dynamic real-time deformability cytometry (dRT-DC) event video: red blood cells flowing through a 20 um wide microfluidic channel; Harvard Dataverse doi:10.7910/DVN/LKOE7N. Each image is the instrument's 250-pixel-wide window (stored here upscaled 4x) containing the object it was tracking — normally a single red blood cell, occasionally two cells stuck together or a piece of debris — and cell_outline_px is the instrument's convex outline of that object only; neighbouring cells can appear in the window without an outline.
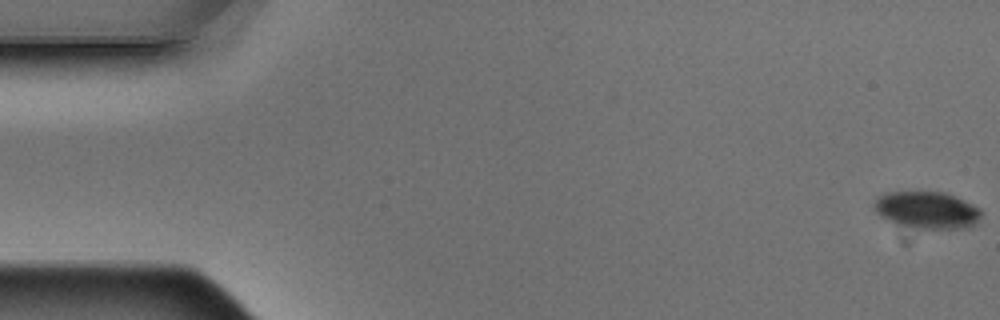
{"species": "Egyptian fruit bat (a non-hibernating species)", "species_latin": "Rousettus aegyptiacus", "temperature_condition": "warm", "stored_images_in_passage": 10, "camera_frame_rate_fps": 3000, "um_per_image_px": 0.085, "animal": {"sex": "male"}, "frame": {"image": 1, "passage_image": 1, "time_ms": 0.0, "image_size_px": [1000, 320], "cell_outline_px": [[984, 212], [968, 228], [916, 228], [896, 224], [888, 220], [876, 212], [872, 204], [880, 196], [888, 192], [944, 192], [956, 196], [980, 208]], "centroid_in_image_um": [78.79, 17.85], "position_along_channel_um": 6.2, "area_um2": 22.95}}
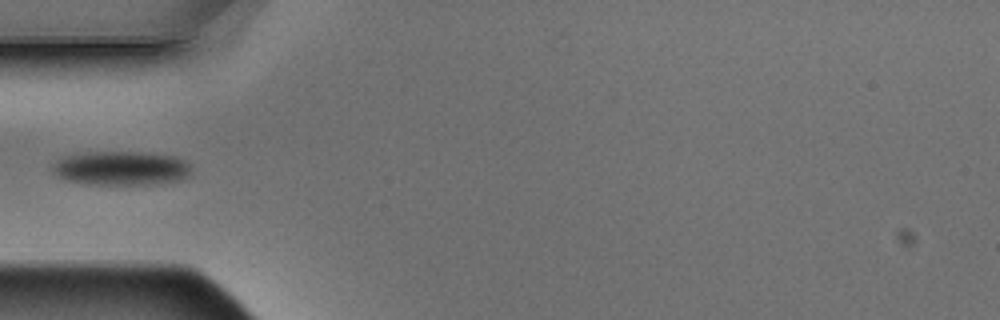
{"frame": {"image": 2, "passage_image": 6, "time_ms": 1.667, "image_size_px": [1000, 320], "cell_outline_px": [[192, 172], [188, 176], [180, 180], [156, 184], [84, 184], [68, 180], [56, 176], [52, 172], [52, 164], [56, 160], [64, 156], [88, 152], [148, 152], [176, 156], [184, 160], [192, 168]], "centroid_in_image_um": [10.3, 14.29], "position_along_channel_um": 74.7, "area_um2": 27.92}}
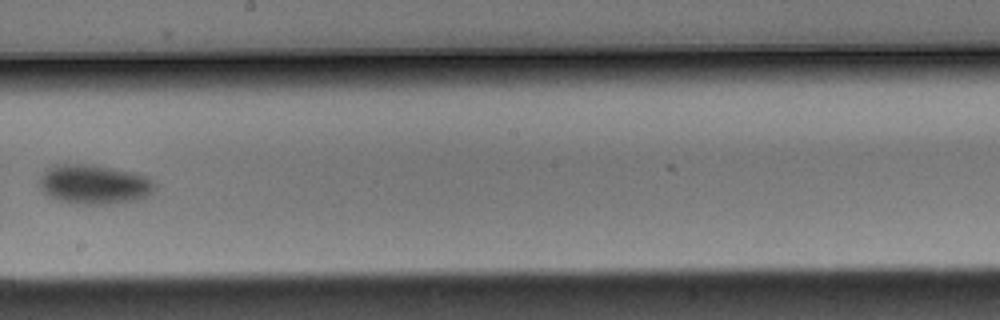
{"frame": {"image": 3, "passage_image": 10, "time_ms": 3.0, "image_size_px": [1000, 320], "cell_outline_px": [[156, 188], [152, 192], [136, 200], [104, 204], [76, 204], [60, 200], [48, 196], [36, 184], [40, 176], [48, 168], [56, 164], [92, 164], [140, 172], [156, 180]], "centroid_in_image_um": [8.03, 15.64], "position_along_channel_um": 240.2, "area_um2": 27.11}}